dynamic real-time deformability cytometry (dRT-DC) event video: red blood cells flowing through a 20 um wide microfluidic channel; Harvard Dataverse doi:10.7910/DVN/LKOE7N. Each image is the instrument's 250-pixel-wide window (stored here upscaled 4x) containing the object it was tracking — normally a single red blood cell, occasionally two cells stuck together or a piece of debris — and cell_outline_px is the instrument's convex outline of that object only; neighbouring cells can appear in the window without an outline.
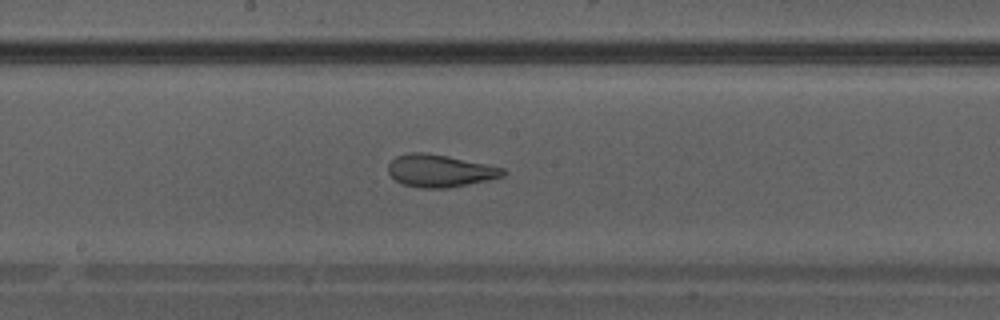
{"species": "Egyptian fruit bat (a non-hibernating species)", "species_latin": "Rousettus aegyptiacus", "temperature_condition": "warm", "stored_images_in_passage": 25, "camera_frame_rate_fps": 3000, "um_per_image_px": 0.085, "animal": {"sex": "male"}, "frame": {"image": 1, "passage_image": 13, "time_ms": 4.0, "image_size_px": [1000, 320], "cell_outline_px": [[508, 172], [504, 176], [488, 180], [448, 188], [420, 188], [400, 184], [388, 172], [388, 164], [396, 156], [412, 152], [424, 152], [448, 156], [504, 168]], "centroid_in_image_um": [37.39, 14.52], "position_along_channel_um": 210.8, "area_um2": 21.73}}
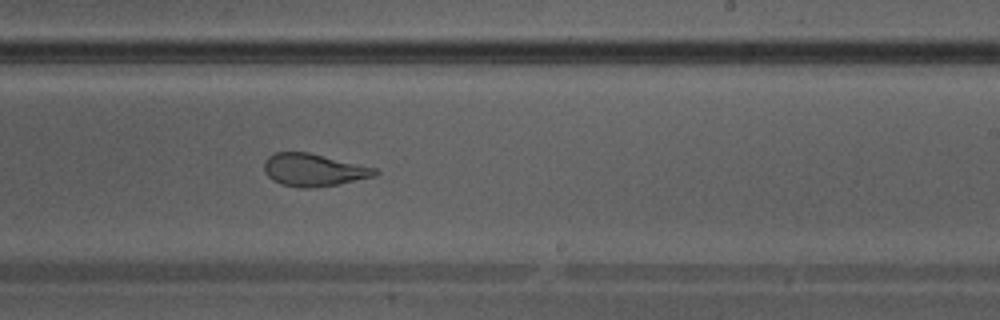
{"frame": {"image": 2, "passage_image": 16, "time_ms": 5.0, "image_size_px": [1000, 320], "cell_outline_px": [[380, 172], [376, 176], [336, 184], [312, 188], [300, 188], [280, 184], [272, 180], [264, 172], [264, 164], [268, 156], [276, 152], [308, 152], [376, 168]], "centroid_in_image_um": [26.64, 14.45], "position_along_channel_um": 262.4, "area_um2": 20.98}}